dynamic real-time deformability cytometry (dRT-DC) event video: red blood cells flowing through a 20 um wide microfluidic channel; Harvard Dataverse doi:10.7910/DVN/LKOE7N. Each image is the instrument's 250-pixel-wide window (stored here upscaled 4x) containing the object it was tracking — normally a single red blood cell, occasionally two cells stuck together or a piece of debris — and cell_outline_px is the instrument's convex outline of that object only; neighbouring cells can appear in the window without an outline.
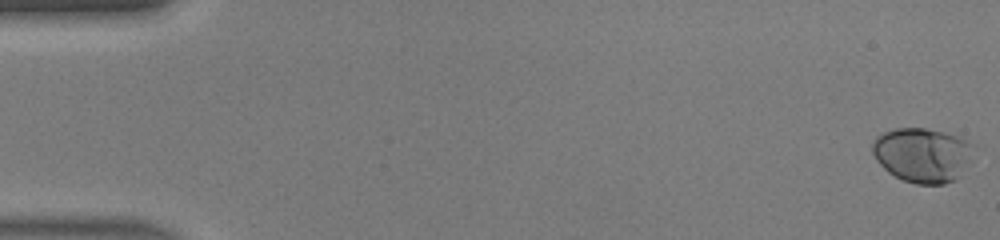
{"species": "human", "species_latin": "Homo sapiens", "temperature_condition": "warm", "stored_images_in_passage": 47, "camera_frame_rate_fps": 3000, "um_per_image_px": 0.085, "donor": {"sex": "male"}, "frame": {"image": 1, "passage_image": 1, "time_ms": 0.0, "image_size_px": [1000, 240], "cell_outline_px": [[968, 144], [964, 160], [956, 180], [944, 184], [916, 184], [904, 180], [888, 172], [876, 160], [872, 152], [872, 144], [876, 136], [884, 132], [896, 128], [924, 128], [944, 132], [956, 136], [964, 140]], "centroid_in_image_um": [78.24, 13.16], "position_along_channel_um": 6.8, "area_um2": 30.81}}
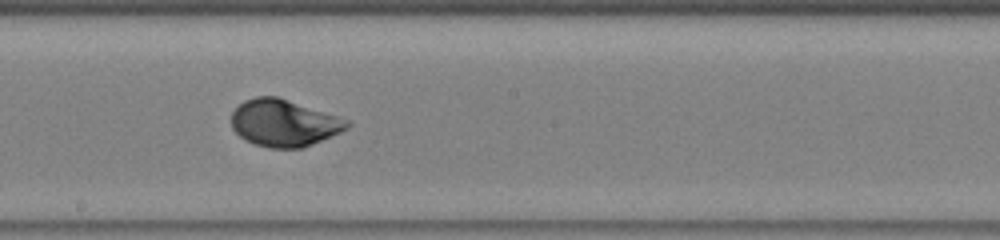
{"frame": {"image": 2, "passage_image": 27, "time_ms": 8.667, "image_size_px": [1000, 240], "cell_outline_px": [[352, 124], [348, 128], [340, 132], [312, 144], [300, 148], [268, 148], [244, 140], [232, 128], [232, 112], [244, 100], [256, 96], [276, 96], [348, 120]], "centroid_in_image_um": [24.11, 10.46], "position_along_channel_um": 224.1, "area_um2": 31.27}}
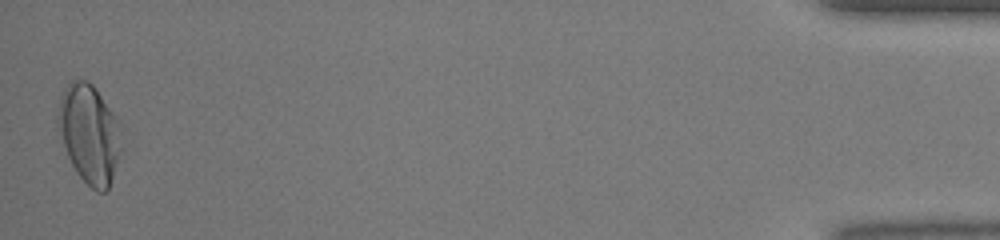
{"frame": {"image": 3, "passage_image": 47, "time_ms": 15.333, "image_size_px": [1000, 240], "cell_outline_px": [[120, 152], [108, 188], [104, 192], [96, 192], [76, 172], [68, 156], [56, 128], [56, 116], [60, 96], [64, 88], [72, 80], [88, 80], [96, 88], [112, 112], [116, 120]], "centroid_in_image_um": [7.51, 11.34], "position_along_channel_um": 427.7, "area_um2": 35.89}, "authors_computed_cell_mechanics": {"area_um2": 31.0964, "velocity_mm_per_s": 4.4271, "shape_relaxation_time_tau1_ms": 2.4869, "shape_relaxation_time_tau2_ms": null, "deformation_change_tau1": 0.151, "deformation_change_tau2": null}}